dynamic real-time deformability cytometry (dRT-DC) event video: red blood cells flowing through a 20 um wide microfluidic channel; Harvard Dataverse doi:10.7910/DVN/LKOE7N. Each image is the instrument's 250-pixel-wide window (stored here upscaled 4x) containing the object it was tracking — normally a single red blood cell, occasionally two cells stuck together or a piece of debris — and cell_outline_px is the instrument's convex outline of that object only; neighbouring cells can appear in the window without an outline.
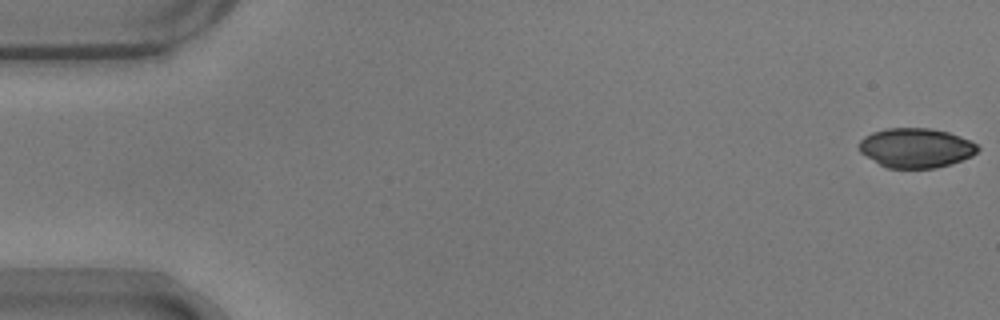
{"species": "common noctule bat (a hibernating species)", "species_latin": "Nyctalus noctula", "temperature_condition": "warm", "stored_images_in_passage": 55, "camera_frame_rate_fps": 3000, "um_per_image_px": 0.085, "animal": {"sex": "male", "body_mass_g": 17.9}, "frame": {"image": 1, "passage_image": 1, "time_ms": 0.0, "image_size_px": [1000, 320], "cell_outline_px": [[980, 148], [972, 156], [952, 164], [936, 168], [888, 168], [880, 164], [860, 152], [860, 140], [864, 136], [872, 132], [884, 128], [928, 128], [948, 132], [972, 140]], "centroid_in_image_um": [77.88, 12.56], "position_along_channel_um": 7.1, "area_um2": 27.4}}
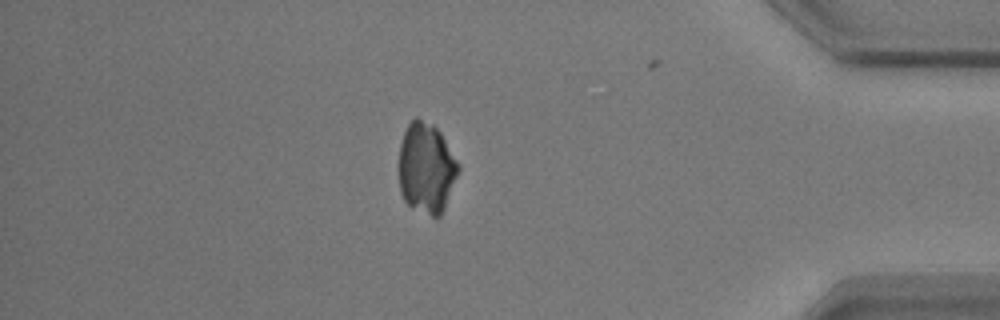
{"frame": {"image": 2, "passage_image": 47, "time_ms": 15.333, "image_size_px": [1000, 320], "cell_outline_px": [[460, 168], [444, 208], [440, 216], [432, 216], [408, 204], [404, 200], [400, 192], [400, 144], [404, 132], [408, 124], [416, 116], [432, 124], [440, 132], [460, 164]], "centroid_in_image_um": [36.25, 14.25], "position_along_channel_um": 399.0, "area_um2": 30.98}}